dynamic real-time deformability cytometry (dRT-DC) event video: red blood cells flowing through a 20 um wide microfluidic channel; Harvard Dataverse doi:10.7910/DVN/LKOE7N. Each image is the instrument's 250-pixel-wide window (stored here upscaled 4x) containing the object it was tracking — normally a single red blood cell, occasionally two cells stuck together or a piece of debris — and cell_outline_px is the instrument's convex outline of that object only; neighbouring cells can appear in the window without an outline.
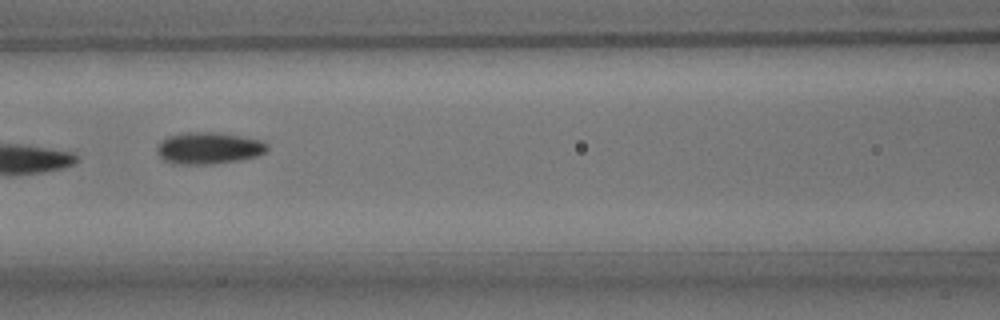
{"species": "common noctule bat (a hibernating species)", "species_latin": "Nyctalus noctula", "temperature_condition": "room temperature", "stored_images_in_passage": 8, "camera_frame_rate_fps": 3000, "um_per_image_px": 0.085, "animal": {"sex": "male", "body_mass_g": 15.6}, "frame": {"image": 1, "passage_image": 6, "time_ms": 5.667, "image_size_px": [1000, 320], "cell_outline_px": [[268, 148], [264, 152], [256, 156], [236, 160], [212, 164], [172, 164], [164, 160], [160, 156], [156, 148], [160, 140], [168, 136], [184, 132], [220, 132], [264, 140], [268, 144]], "centroid_in_image_um": [17.72, 12.57], "position_along_channel_um": 148.9, "area_um2": 20.58}}
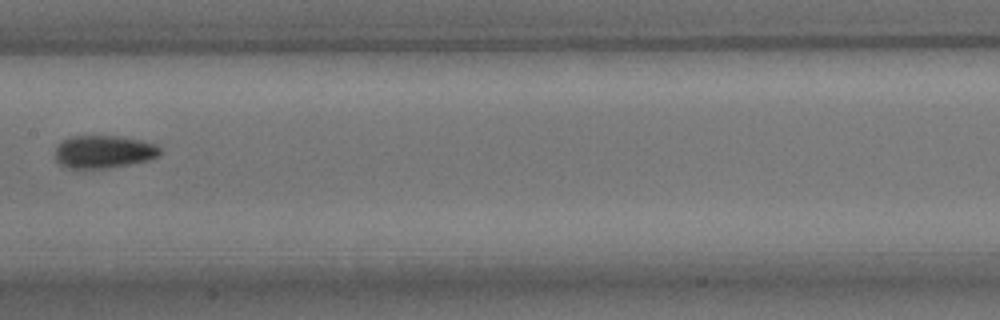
{"frame": {"image": 2, "passage_image": 7, "time_ms": 7.0, "image_size_px": [1000, 320], "cell_outline_px": [[160, 156], [148, 160], [128, 164], [104, 168], [68, 168], [60, 164], [56, 160], [56, 144], [60, 140], [68, 136], [116, 136], [140, 140], [156, 144], [160, 148]], "centroid_in_image_um": [8.78, 12.88], "position_along_channel_um": 198.6, "area_um2": 20.06}}
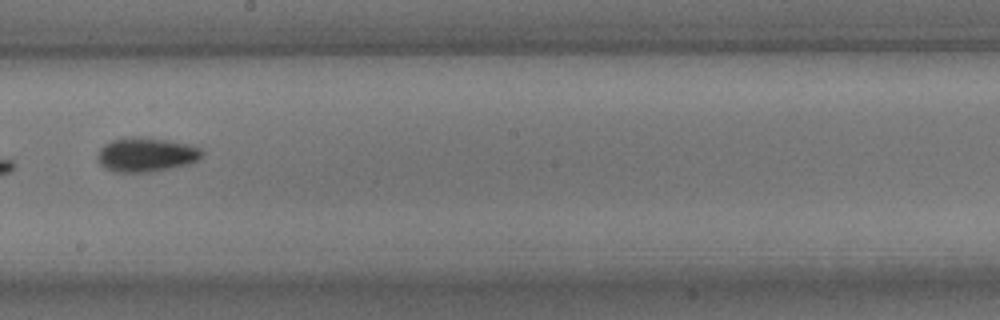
{"frame": {"image": 3, "passage_image": 8, "time_ms": 8.0, "image_size_px": [1000, 320], "cell_outline_px": [[204, 156], [188, 164], [148, 172], [112, 172], [104, 168], [100, 164], [96, 156], [100, 148], [104, 144], [112, 140], [124, 136], [140, 136], [168, 140], [192, 144], [200, 148], [204, 152]], "centroid_in_image_um": [12.4, 13.12], "position_along_channel_um": 235.8, "area_um2": 21.21}}